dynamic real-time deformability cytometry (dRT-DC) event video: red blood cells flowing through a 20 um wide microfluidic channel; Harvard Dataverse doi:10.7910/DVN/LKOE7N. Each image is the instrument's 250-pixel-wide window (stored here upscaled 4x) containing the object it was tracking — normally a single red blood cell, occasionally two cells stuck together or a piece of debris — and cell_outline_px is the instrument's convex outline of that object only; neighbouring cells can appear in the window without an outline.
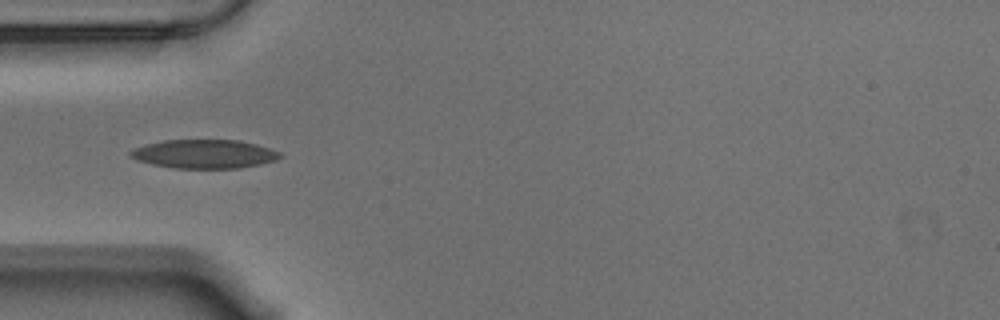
{"species": "Egyptian fruit bat (a non-hibernating species)", "species_latin": "Rousettus aegyptiacus", "temperature_condition": "warm", "stored_images_in_passage": 28, "camera_frame_rate_fps": 3000, "um_per_image_px": 0.085, "animal": {"sex": "male"}, "frame": {"image": 1, "passage_image": 5, "time_ms": 1.333, "image_size_px": [1000, 320], "cell_outline_px": [[284, 156], [276, 160], [260, 164], [240, 168], [176, 168], [152, 164], [136, 160], [128, 156], [128, 152], [132, 148], [144, 144], [164, 140], [240, 140], [256, 144], [280, 152]], "centroid_in_image_um": [17.33, 13.08], "position_along_channel_um": 67.7, "area_um2": 25.26}}
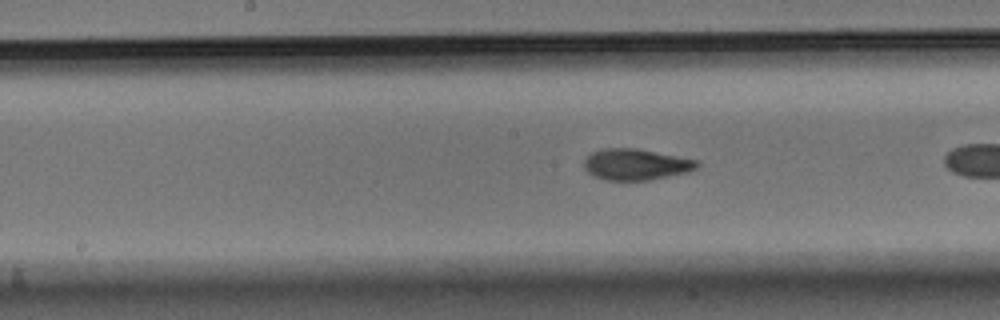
{"frame": {"image": 2, "passage_image": 13, "time_ms": 4.0, "image_size_px": [1000, 320], "cell_outline_px": [[700, 164], [696, 168], [688, 172], [648, 180], [604, 180], [592, 176], [584, 168], [584, 160], [592, 152], [604, 148], [636, 148], [696, 160]], "centroid_in_image_um": [54.01, 13.98], "position_along_channel_um": 194.2, "area_um2": 20.4}}
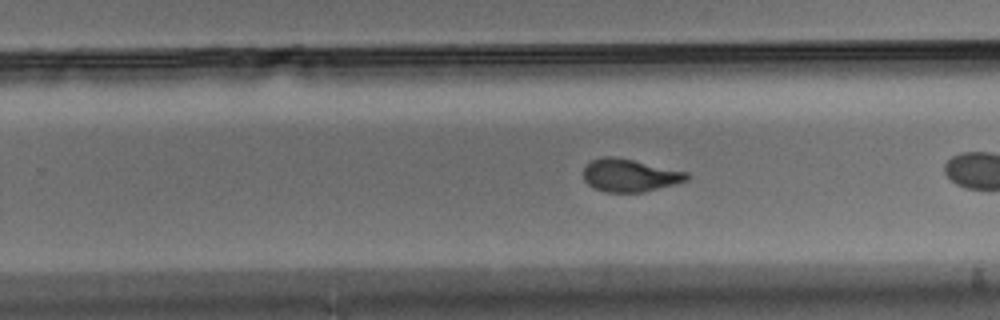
{"frame": {"image": 3, "passage_image": 20, "time_ms": 6.333, "image_size_px": [1000, 320], "cell_outline_px": [[692, 176], [688, 180], [644, 192], [604, 192], [588, 184], [584, 180], [584, 168], [592, 160], [604, 156], [616, 156], [688, 172]], "centroid_in_image_um": [53.55, 14.9], "position_along_channel_um": 276.2, "area_um2": 19.71}}